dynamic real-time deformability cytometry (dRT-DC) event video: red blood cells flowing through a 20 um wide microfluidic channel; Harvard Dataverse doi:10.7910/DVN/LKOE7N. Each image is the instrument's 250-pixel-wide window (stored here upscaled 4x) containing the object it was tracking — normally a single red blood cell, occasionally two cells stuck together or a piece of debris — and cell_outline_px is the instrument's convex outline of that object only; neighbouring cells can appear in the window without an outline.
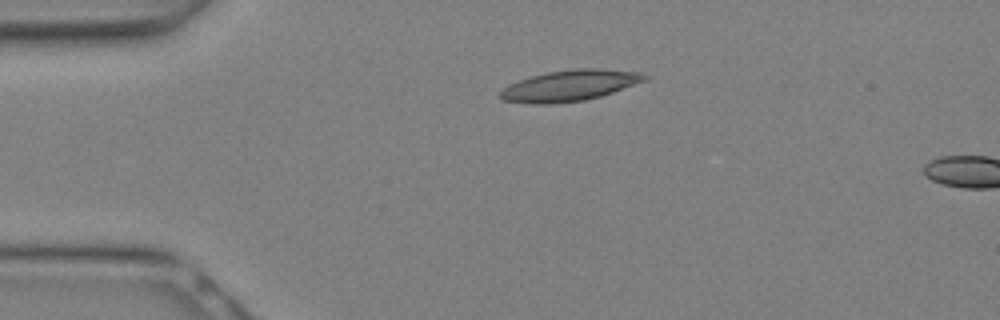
{"species": "Egyptian fruit bat (a non-hibernating species)", "species_latin": "Rousettus aegyptiacus", "temperature_condition": "warm", "stored_images_in_passage": 6, "camera_frame_rate_fps": 3000, "um_per_image_px": 0.085, "animal": {"sex": "female"}, "frame": {"image": 1, "passage_image": 4, "time_ms": 1.0, "image_size_px": [1000, 320], "cell_outline_px": [[648, 80], [600, 96], [584, 100], [552, 104], [532, 104], [504, 100], [500, 96], [500, 92], [508, 84], [532, 76], [548, 72], [572, 68], [596, 68], [644, 72], [648, 76]], "centroid_in_image_um": [48.47, 7.26], "position_along_channel_um": 36.5, "area_um2": 26.07}}